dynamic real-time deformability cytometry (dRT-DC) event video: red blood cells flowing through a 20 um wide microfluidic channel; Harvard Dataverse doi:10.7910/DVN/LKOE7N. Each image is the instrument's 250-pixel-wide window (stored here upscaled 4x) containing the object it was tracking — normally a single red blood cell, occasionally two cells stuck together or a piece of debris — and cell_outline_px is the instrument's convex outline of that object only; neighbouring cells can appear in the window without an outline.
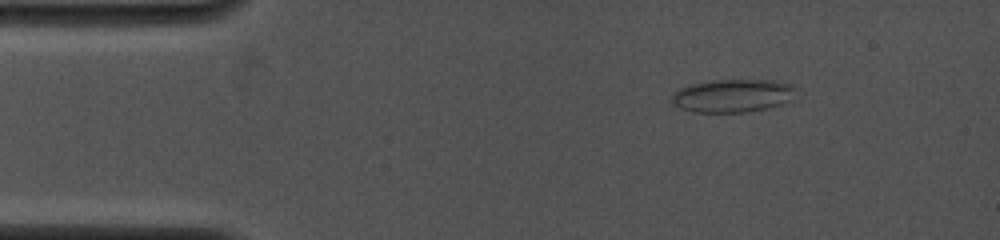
{"species": "common noctule bat (a hibernating species)", "species_latin": "Nyctalus noctula", "temperature_condition": "cold", "stored_images_in_passage": 5, "camera_frame_rate_fps": 4000, "um_per_image_px": 0.085, "animal": {"sex": "female", "body_mass_g": 19.0, "forearm_length_mm": 53.3}, "frame": {"image": 1, "passage_image": 1, "time_ms": 0.0, "image_size_px": [1000, 240], "cell_outline_px": [[796, 88], [792, 100], [780, 104], [748, 112], [692, 112], [680, 108], [672, 104], [672, 96], [680, 88], [692, 84], [716, 80], [772, 80], [792, 84]], "centroid_in_image_um": [62.29, 8.13], "position_along_channel_um": 22.7, "area_um2": 23.81}}
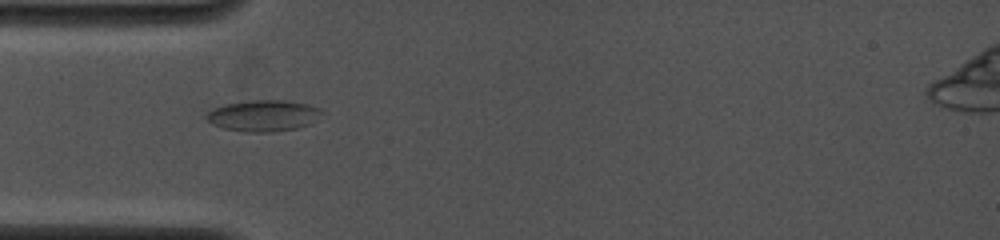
{"frame": {"image": 2, "passage_image": 4, "time_ms": 2.5, "image_size_px": [1000, 240], "cell_outline_px": [[324, 112], [312, 124], [300, 128], [272, 132], [248, 132], [224, 128], [212, 124], [204, 116], [212, 108], [224, 104], [252, 100], [280, 100], [308, 104], [320, 108]], "centroid_in_image_um": [22.41, 9.83], "position_along_channel_um": 62.6, "area_um2": 21.21}}